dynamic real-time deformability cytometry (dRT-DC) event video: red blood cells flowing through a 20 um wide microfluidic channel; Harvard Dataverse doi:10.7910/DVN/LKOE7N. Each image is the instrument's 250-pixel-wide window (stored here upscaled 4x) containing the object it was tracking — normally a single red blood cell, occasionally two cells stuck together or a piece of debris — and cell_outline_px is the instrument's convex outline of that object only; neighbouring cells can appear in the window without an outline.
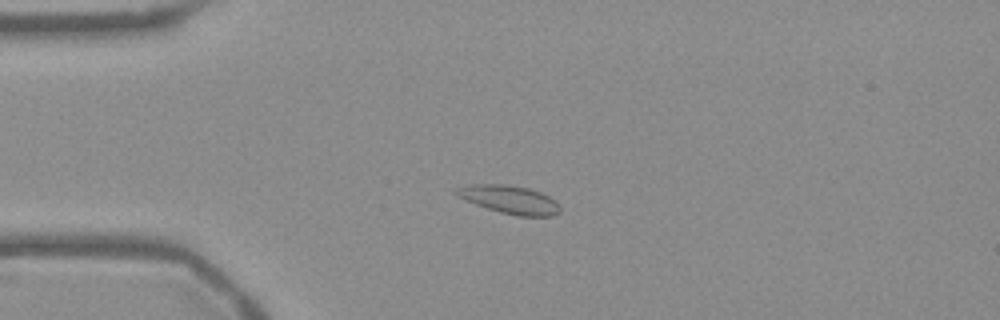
{"species": "Egyptian fruit bat (a non-hibernating species)", "species_latin": "Rousettus aegyptiacus", "temperature_condition": "warm", "stored_images_in_passage": 55, "camera_frame_rate_fps": 3000, "um_per_image_px": 0.085, "frame": {"image": 1, "passage_image": 14, "time_ms": 4.333, "image_size_px": [1000, 320], "cell_outline_px": [[560, 212], [552, 216], [516, 216], [500, 212], [476, 204], [452, 192], [456, 188], [468, 184], [504, 184], [528, 188], [540, 192], [556, 200], [560, 204]], "centroid_in_image_um": [43.35, 16.96], "position_along_channel_um": 41.7, "area_um2": 16.99}}
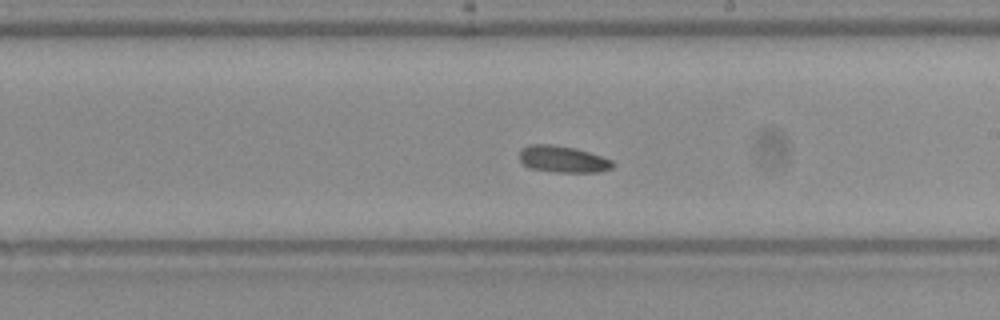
{"frame": {"image": 2, "passage_image": 32, "time_ms": 10.333, "image_size_px": [1000, 320], "cell_outline_px": [[616, 164], [612, 168], [600, 172], [556, 172], [528, 168], [520, 160], [520, 148], [528, 144], [552, 144], [576, 148], [612, 160]], "centroid_in_image_um": [47.83, 13.53], "position_along_channel_um": 241.2, "area_um2": 14.62}}
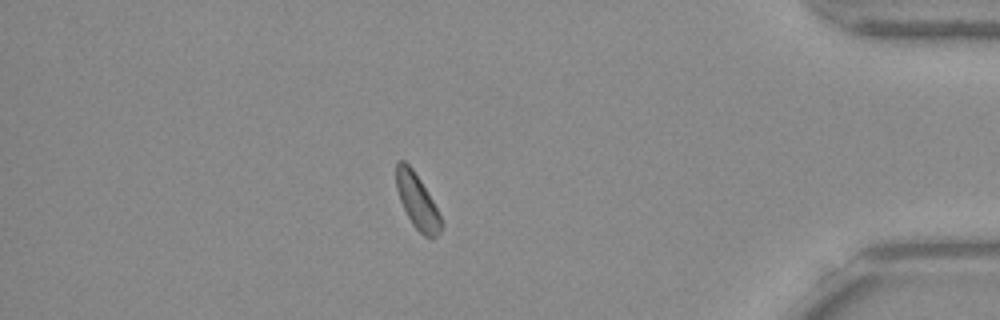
{"frame": {"image": 3, "passage_image": 48, "time_ms": 15.667, "image_size_px": [1000, 320], "cell_outline_px": [[444, 224], [440, 232], [432, 240], [424, 236], [412, 224], [400, 200], [396, 188], [396, 160], [404, 160], [412, 168], [420, 180], [432, 200]], "centroid_in_image_um": [35.46, 17.13], "position_along_channel_um": 399.7, "area_um2": 14.28}}